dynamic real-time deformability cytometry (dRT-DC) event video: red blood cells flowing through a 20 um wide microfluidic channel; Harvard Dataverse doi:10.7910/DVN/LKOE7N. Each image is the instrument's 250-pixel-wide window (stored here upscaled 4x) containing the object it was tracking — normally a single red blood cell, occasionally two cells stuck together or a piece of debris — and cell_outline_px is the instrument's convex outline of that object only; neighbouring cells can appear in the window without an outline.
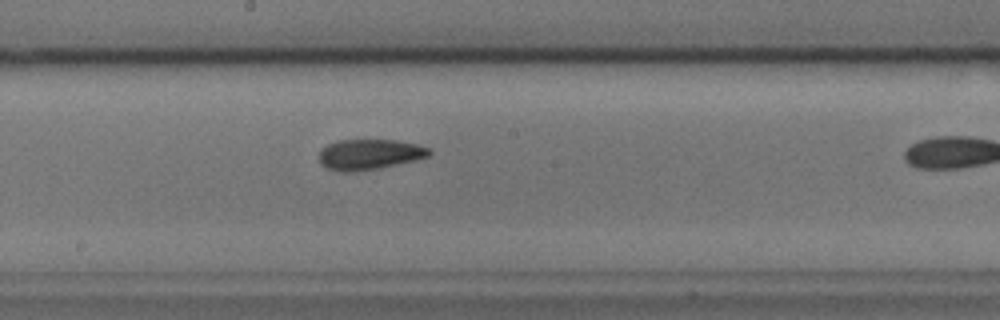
{"species": "common noctule bat (a hibernating species)", "species_latin": "Nyctalus noctula", "temperature_condition": "cold", "stored_images_in_passage": 29, "camera_frame_rate_fps": 3000, "um_per_image_px": 0.085, "animal": {"sex": "male", "body_mass_g": 17.9, "forearm_length_mm": 54.2}, "frame": {"image": 1, "passage_image": 21, "time_ms": 6.667, "image_size_px": [1000, 320], "cell_outline_px": [[432, 152], [428, 156], [380, 168], [352, 172], [340, 172], [328, 168], [320, 164], [320, 148], [336, 140], [396, 140], [416, 144], [432, 148]], "centroid_in_image_um": [31.38, 13.12], "position_along_channel_um": 216.8, "area_um2": 19.54}}